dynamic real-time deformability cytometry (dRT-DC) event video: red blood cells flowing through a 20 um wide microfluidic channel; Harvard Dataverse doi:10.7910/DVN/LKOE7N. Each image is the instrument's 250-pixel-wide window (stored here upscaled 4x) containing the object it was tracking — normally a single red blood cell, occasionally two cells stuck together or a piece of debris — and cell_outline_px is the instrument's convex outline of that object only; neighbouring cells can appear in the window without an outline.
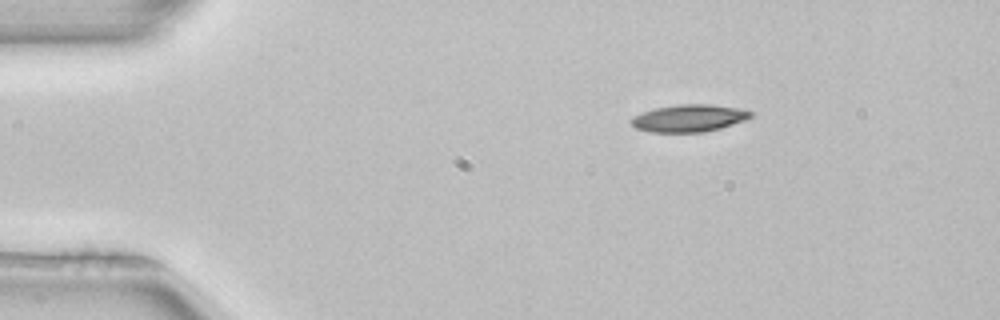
{"species": "common noctule bat (a hibernating species)", "species_latin": "Nyctalus noctula", "temperature_condition": "room temperature", "stored_images_in_passage": 44, "camera_frame_rate_fps": 3000, "um_per_image_px": 0.085, "animal": {"sex": "female", "body_mass_g": 22.7, "forearm_length_mm": 54.2}, "frame": {"image": 1, "passage_image": 1, "time_ms": 0.0, "image_size_px": [1000, 320], "cell_outline_px": [[752, 116], [744, 120], [720, 128], [704, 132], [648, 132], [636, 128], [628, 120], [632, 116], [656, 108], [676, 104], [712, 104], [736, 108], [752, 112]], "centroid_in_image_um": [58.51, 10.04], "position_along_channel_um": 26.5, "area_um2": 18.9}}
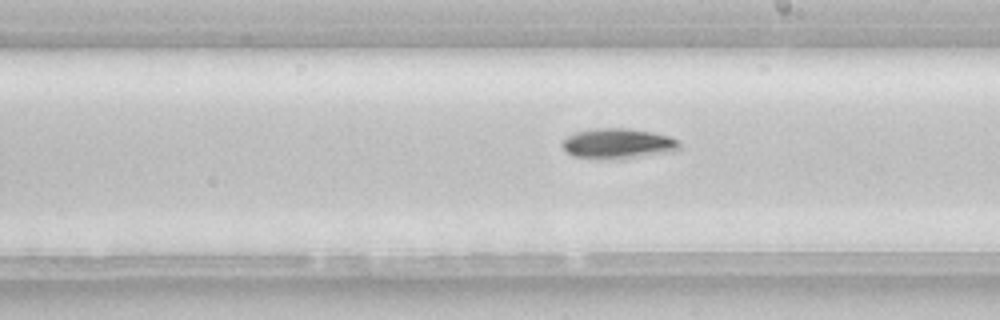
{"frame": {"image": 2, "passage_image": 22, "time_ms": 7.0, "image_size_px": [1000, 320], "cell_outline_px": [[680, 148], [672, 152], [624, 160], [620, 160], [572, 156], [564, 152], [560, 144], [560, 140], [576, 132], [596, 128], [628, 128], [652, 132], [668, 136], [680, 140]], "centroid_in_image_um": [52.52, 12.22], "position_along_channel_um": 236.5, "area_um2": 21.27}}
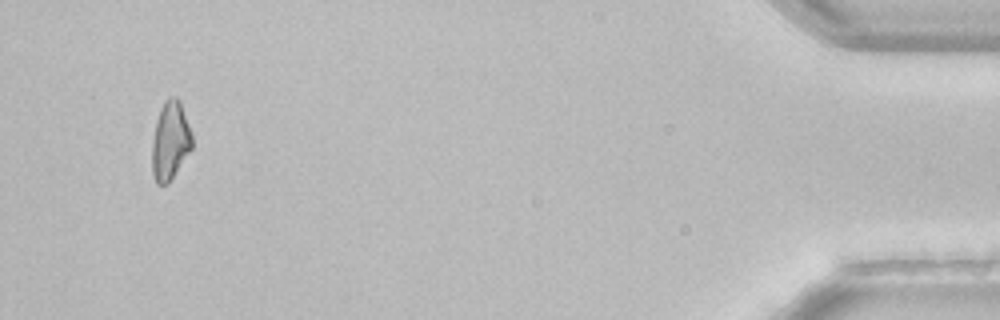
{"frame": {"image": 3, "passage_image": 42, "time_ms": 13.667, "image_size_px": [1000, 320], "cell_outline_px": [[192, 148], [168, 184], [156, 184], [152, 172], [152, 140], [156, 120], [160, 108], [164, 100], [168, 96], [176, 96], [180, 100], [192, 132]], "centroid_in_image_um": [14.47, 11.93], "position_along_channel_um": 420.7, "area_um2": 18.55}, "authors_computed_cell_mechanics": {"area_um2": 19.2474, "velocity_mm_per_s": 3.9708, "shape_relaxation_time_tau1_ms": 3.1932, "shape_relaxation_time_tau2_ms": null, "deformation_change_tau1": 0.1207, "deformation_change_tau2": null}}